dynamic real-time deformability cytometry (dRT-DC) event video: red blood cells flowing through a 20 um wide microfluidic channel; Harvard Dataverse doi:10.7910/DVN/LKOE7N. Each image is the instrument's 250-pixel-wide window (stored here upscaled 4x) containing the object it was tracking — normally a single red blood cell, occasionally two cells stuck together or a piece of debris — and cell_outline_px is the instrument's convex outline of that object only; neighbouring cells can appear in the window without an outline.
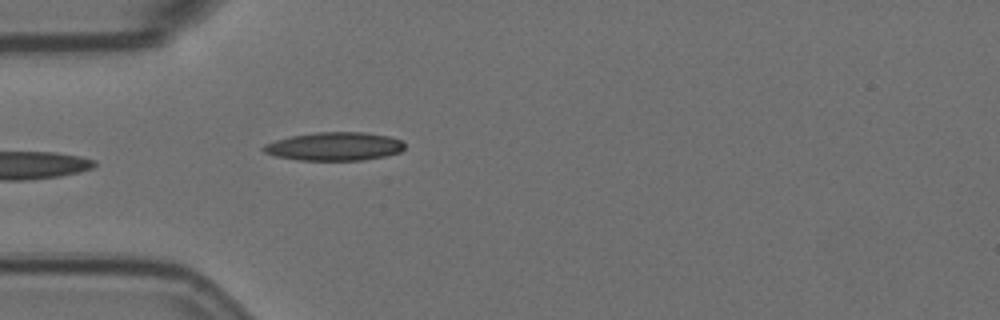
{"species": "Egyptian fruit bat (a non-hibernating species)", "species_latin": "Rousettus aegyptiacus", "temperature_condition": "room temperature", "stored_images_in_passage": 5, "camera_frame_rate_fps": 3000, "um_per_image_px": 0.085, "animal": {"sex": "female"}, "frame": {"image": 1, "passage_image": 5, "time_ms": 1.333, "image_size_px": [1000, 320], "cell_outline_px": [[404, 148], [400, 152], [384, 156], [364, 160], [300, 160], [276, 156], [264, 152], [260, 148], [264, 144], [276, 140], [292, 136], [316, 132], [364, 132], [388, 136], [404, 140]], "centroid_in_image_um": [28.44, 12.44], "position_along_channel_um": 56.6, "area_um2": 23.35}}